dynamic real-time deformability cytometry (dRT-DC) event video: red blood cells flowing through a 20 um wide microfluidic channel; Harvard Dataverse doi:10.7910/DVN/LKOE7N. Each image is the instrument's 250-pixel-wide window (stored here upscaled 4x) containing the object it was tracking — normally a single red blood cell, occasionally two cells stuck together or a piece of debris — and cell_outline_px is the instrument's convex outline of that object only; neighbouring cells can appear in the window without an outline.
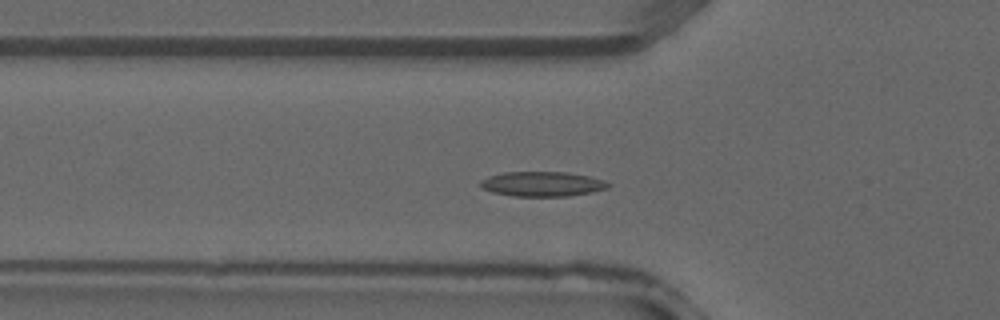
{"species": "common noctule bat (a hibernating species)", "species_latin": "Nyctalus noctula", "temperature_condition": "warm", "stored_images_in_passage": 30, "camera_frame_rate_fps": 3000, "um_per_image_px": 0.085, "animal": {"sex": "male", "forearm_length_mm": 52.5}, "frame": {"image": 1, "passage_image": 5, "time_ms": 1.333, "image_size_px": [1000, 320], "cell_outline_px": [[612, 184], [608, 188], [592, 192], [568, 196], [512, 196], [492, 192], [480, 188], [480, 180], [488, 176], [504, 172], [568, 172], [588, 176], [604, 180]], "centroid_in_image_um": [46.08, 15.64], "position_along_channel_um": 79.7, "area_um2": 18.61}}
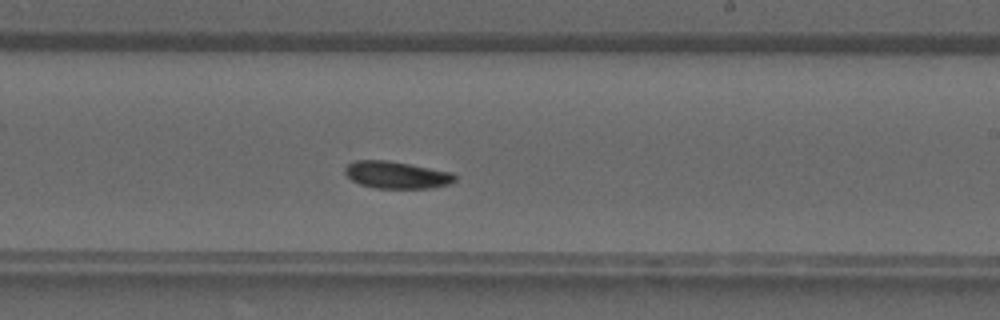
{"frame": {"image": 2, "passage_image": 15, "time_ms": 4.667, "image_size_px": [1000, 320], "cell_outline_px": [[456, 180], [448, 184], [432, 188], [376, 188], [360, 184], [352, 180], [344, 172], [344, 168], [348, 164], [356, 160], [388, 160], [412, 164], [452, 172], [456, 176]], "centroid_in_image_um": [33.72, 14.86], "position_along_channel_um": 255.3, "area_um2": 17.46}}
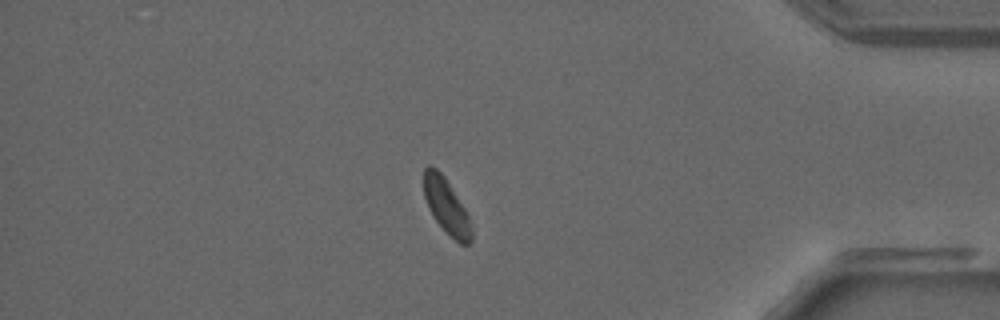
{"frame": {"image": 3, "passage_image": 25, "time_ms": 8.0, "image_size_px": [1000, 320], "cell_outline_px": [[472, 240], [468, 244], [460, 244], [432, 216], [428, 208], [424, 196], [424, 168], [428, 164], [436, 168], [444, 176], [464, 208], [468, 216], [472, 228]], "centroid_in_image_um": [37.93, 17.5], "position_along_channel_um": 397.3, "area_um2": 14.97}}